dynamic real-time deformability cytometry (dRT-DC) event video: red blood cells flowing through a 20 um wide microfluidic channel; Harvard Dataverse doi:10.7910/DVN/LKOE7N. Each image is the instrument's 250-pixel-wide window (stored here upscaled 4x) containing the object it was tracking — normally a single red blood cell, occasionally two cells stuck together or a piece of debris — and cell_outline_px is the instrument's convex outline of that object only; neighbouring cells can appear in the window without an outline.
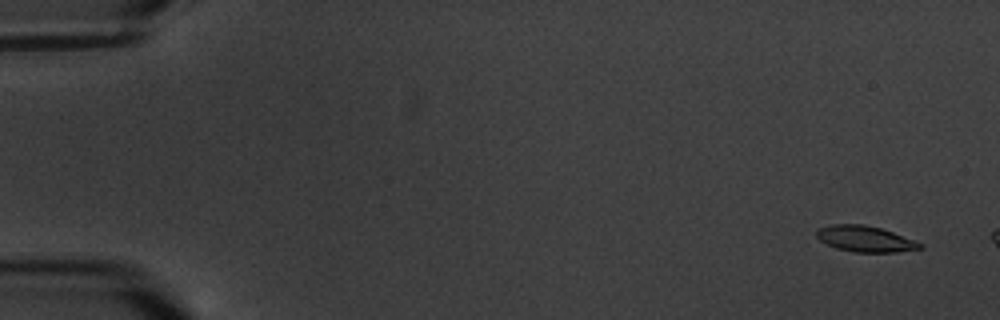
{"species": "common noctule bat (a hibernating species)", "species_latin": "Nyctalus noctula", "temperature_condition": "warm", "stored_images_in_passage": 4, "camera_frame_rate_fps": 3000, "um_per_image_px": 0.085, "animal": {"sex": "male", "body_mass_g": 20.1, "forearm_length_mm": 53.5}, "frame": {"image": 1, "passage_image": 1, "time_ms": 0.0, "image_size_px": [1000, 320], "cell_outline_px": [[924, 248], [896, 252], [852, 252], [836, 248], [820, 240], [816, 236], [816, 232], [820, 228], [832, 224], [864, 224], [880, 228], [892, 232], [924, 244]], "centroid_in_image_um": [73.55, 20.31], "position_along_channel_um": 11.5, "area_um2": 15.55}}